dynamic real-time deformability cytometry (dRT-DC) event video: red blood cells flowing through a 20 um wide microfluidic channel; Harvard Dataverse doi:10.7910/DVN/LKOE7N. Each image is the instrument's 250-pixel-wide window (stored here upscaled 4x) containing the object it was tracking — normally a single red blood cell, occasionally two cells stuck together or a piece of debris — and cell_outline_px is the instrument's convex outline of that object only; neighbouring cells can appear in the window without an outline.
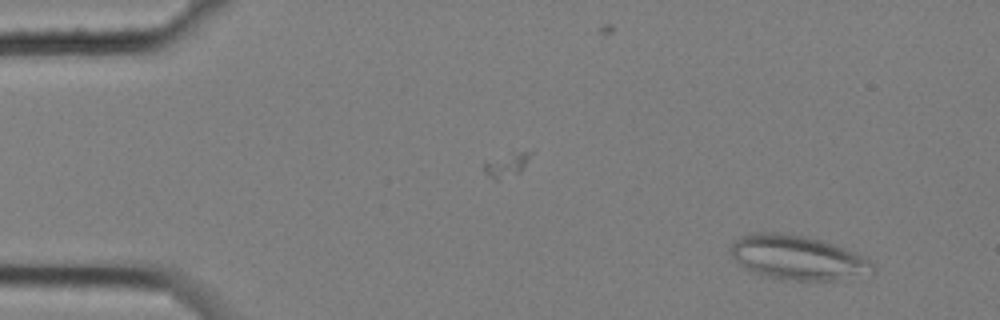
{"species": "common noctule bat (a hibernating species)", "species_latin": "Nyctalus noctula", "temperature_condition": "cold", "stored_images_in_passage": 5, "camera_frame_rate_fps": 3000, "um_per_image_px": 0.085, "animal": {"sex": "female", "body_mass_g": 25.1}, "frame": {"image": 1, "passage_image": 1, "time_ms": 0.0, "image_size_px": [1000, 320], "cell_outline_px": [[872, 272], [836, 280], [792, 280], [764, 276], [752, 272], [744, 268], [732, 256], [732, 244], [740, 236], [748, 232], [776, 232], [804, 236], [820, 240], [844, 248], [864, 256], [872, 264]], "centroid_in_image_um": [67.74, 21.88], "position_along_channel_um": 17.3, "area_um2": 36.18}}